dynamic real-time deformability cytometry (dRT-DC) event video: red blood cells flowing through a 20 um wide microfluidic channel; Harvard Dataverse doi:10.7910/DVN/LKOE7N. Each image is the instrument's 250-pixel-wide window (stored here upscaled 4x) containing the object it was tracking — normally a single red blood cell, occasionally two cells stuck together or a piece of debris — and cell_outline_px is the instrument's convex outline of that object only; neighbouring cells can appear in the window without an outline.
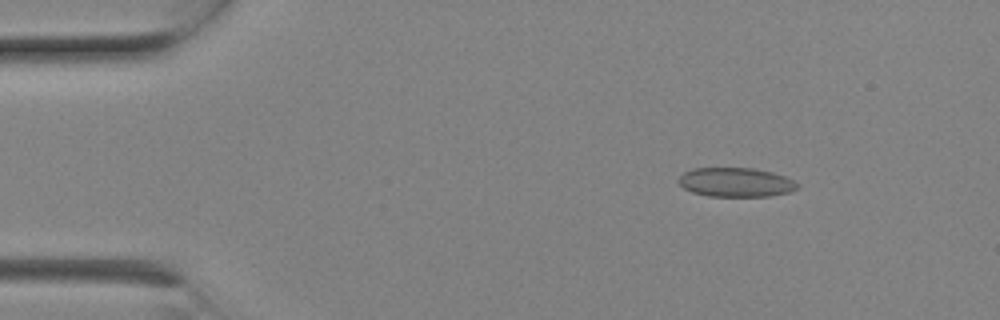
{"species": "Egyptian fruit bat (a non-hibernating species)", "species_latin": "Rousettus aegyptiacus", "temperature_condition": "room temperature", "stored_images_in_passage": 6, "camera_frame_rate_fps": 3000, "um_per_image_px": 0.085, "animal": {"sex": "female"}, "frame": {"image": 1, "passage_image": 3, "time_ms": 0.667, "image_size_px": [1000, 320], "cell_outline_px": [[800, 188], [788, 192], [768, 196], [708, 196], [692, 192], [684, 188], [676, 180], [684, 172], [692, 168], [752, 168], [772, 172], [784, 176], [800, 184]], "centroid_in_image_um": [62.53, 15.49], "position_along_channel_um": 22.5, "area_um2": 20.23}}
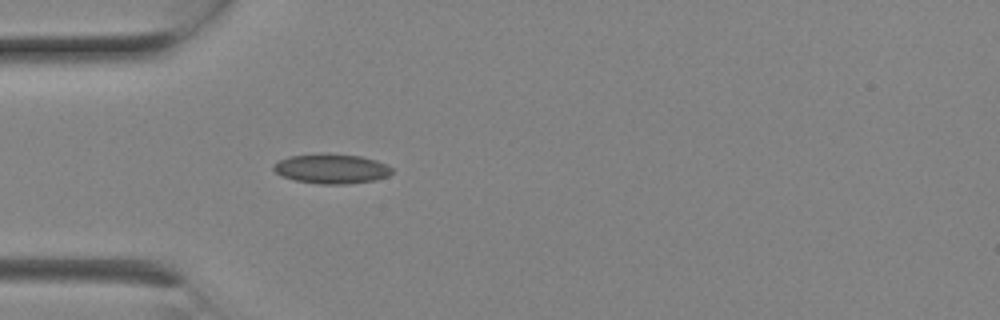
{"frame": {"image": 2, "passage_image": 6, "time_ms": 1.667, "image_size_px": [1000, 320], "cell_outline_px": [[392, 172], [388, 176], [372, 180], [344, 184], [320, 184], [296, 180], [284, 176], [276, 172], [272, 168], [272, 164], [288, 156], [324, 152], [328, 152], [360, 156], [376, 160], [388, 164], [392, 168]], "centroid_in_image_um": [28.17, 14.31], "position_along_channel_um": 56.8, "area_um2": 20.63}}